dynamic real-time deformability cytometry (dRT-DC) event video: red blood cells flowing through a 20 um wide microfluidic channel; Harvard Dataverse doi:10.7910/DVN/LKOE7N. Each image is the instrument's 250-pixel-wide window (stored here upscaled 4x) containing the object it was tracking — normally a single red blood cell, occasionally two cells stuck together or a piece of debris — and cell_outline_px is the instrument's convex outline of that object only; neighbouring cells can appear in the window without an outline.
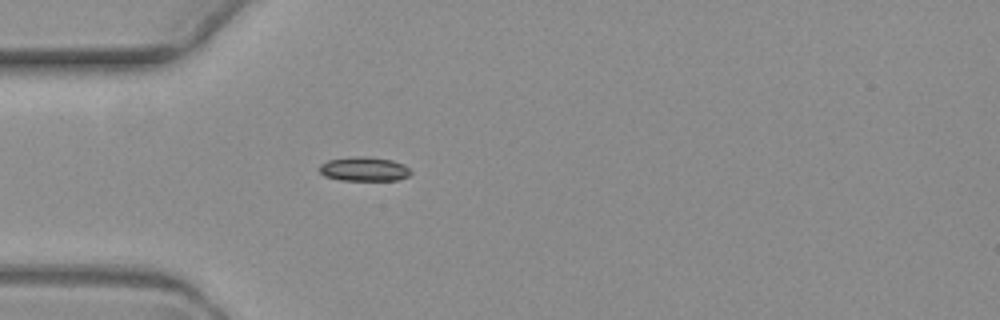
{"species": "common noctule bat (a hibernating species)", "species_latin": "Nyctalus noctula", "temperature_condition": "warm", "stored_images_in_passage": 1, "camera_frame_rate_fps": 3000, "um_per_image_px": 0.085, "animal": {"sex": "female", "body_mass_g": 19.3, "forearm_length_mm": 54.1}, "frame": {"image": 1, "passage_image": 1, "time_ms": 0.0, "image_size_px": [1000, 320], "cell_outline_px": [[412, 172], [408, 176], [396, 180], [340, 180], [324, 176], [320, 172], [320, 164], [328, 160], [356, 156], [364, 156], [392, 160], [404, 164]], "centroid_in_image_um": [30.94, 14.37], "position_along_channel_um": 54.1, "area_um2": 12.83}}